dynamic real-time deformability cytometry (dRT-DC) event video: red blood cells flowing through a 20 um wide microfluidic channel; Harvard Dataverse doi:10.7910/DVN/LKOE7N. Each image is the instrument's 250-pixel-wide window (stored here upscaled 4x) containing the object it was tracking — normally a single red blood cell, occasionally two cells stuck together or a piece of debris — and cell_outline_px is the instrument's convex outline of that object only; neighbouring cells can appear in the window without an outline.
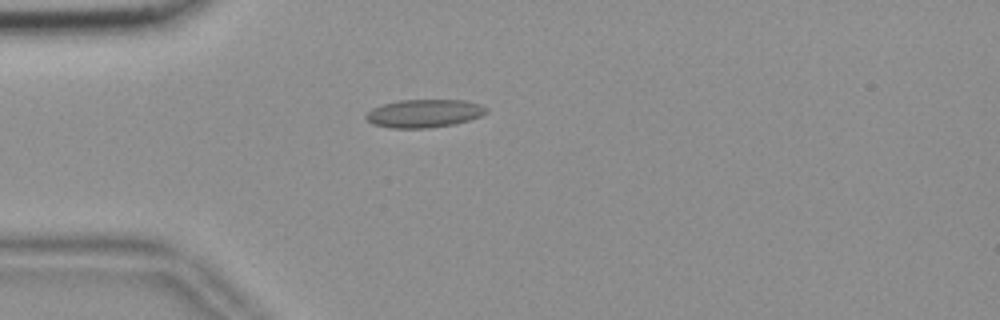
{"species": "common noctule bat (a hibernating species)", "species_latin": "Nyctalus noctula", "temperature_condition": "room temperature", "stored_images_in_passage": 36, "camera_frame_rate_fps": 3000, "um_per_image_px": 0.085, "animal": {"sex": "female", "body_mass_g": 18.4}, "frame": {"image": 1, "passage_image": 1, "time_ms": 0.0, "image_size_px": [1000, 320], "cell_outline_px": [[488, 112], [480, 116], [468, 120], [452, 124], [428, 128], [392, 128], [372, 124], [364, 116], [372, 108], [384, 104], [400, 100], [464, 100], [480, 104], [488, 108]], "centroid_in_image_um": [36.05, 9.63], "position_along_channel_um": 48.9, "area_um2": 19.59}}
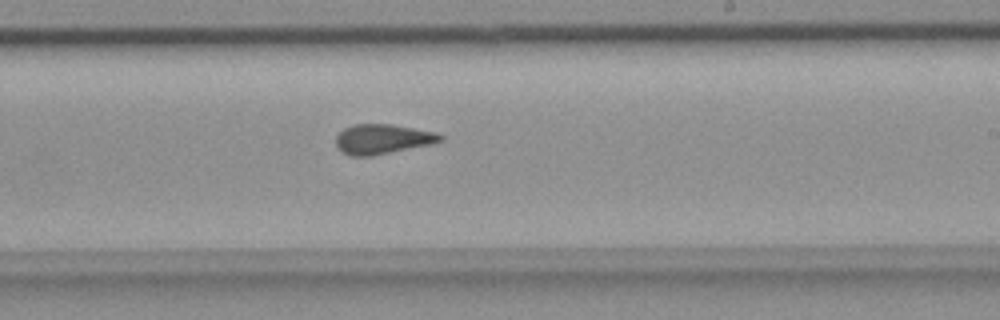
{"frame": {"image": 2, "passage_image": 19, "time_ms": 6.0, "image_size_px": [1000, 320], "cell_outline_px": [[444, 140], [432, 144], [372, 156], [352, 156], [344, 152], [336, 144], [336, 136], [344, 128], [352, 124], [392, 124], [436, 132], [444, 136]], "centroid_in_image_um": [32.55, 11.81], "position_along_channel_um": 256.4, "area_um2": 18.15}}
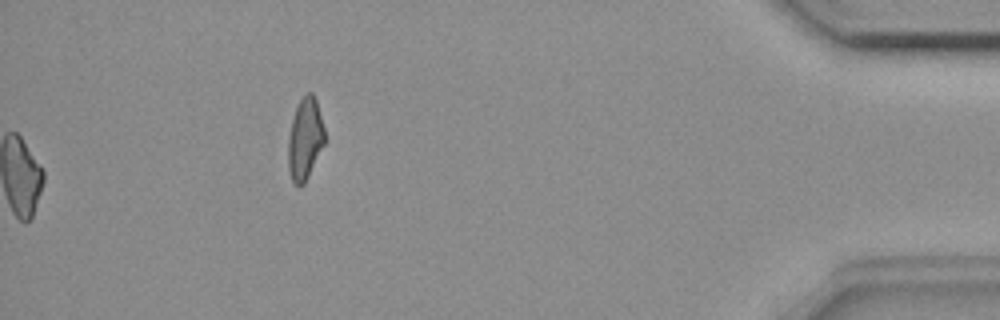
{"frame": {"image": 3, "passage_image": 36, "time_ms": 11.667, "image_size_px": [1000, 320], "cell_outline_px": [[324, 144], [304, 184], [300, 188], [292, 180], [288, 168], [288, 136], [292, 120], [296, 108], [300, 100], [308, 92], [312, 92], [316, 100], [324, 128]], "centroid_in_image_um": [25.91, 11.82], "position_along_channel_um": 409.3, "area_um2": 17.17}, "authors_computed_cell_mechanics": {"area_um2": 18.4093, "velocity_mm_per_s": 3.6736, "shape_relaxation_time_tau1_ms": null, "shape_relaxation_time_tau2_ms": 1.5824, "deformation_change_tau1": null, "deformation_change_tau2": 0.0852}}